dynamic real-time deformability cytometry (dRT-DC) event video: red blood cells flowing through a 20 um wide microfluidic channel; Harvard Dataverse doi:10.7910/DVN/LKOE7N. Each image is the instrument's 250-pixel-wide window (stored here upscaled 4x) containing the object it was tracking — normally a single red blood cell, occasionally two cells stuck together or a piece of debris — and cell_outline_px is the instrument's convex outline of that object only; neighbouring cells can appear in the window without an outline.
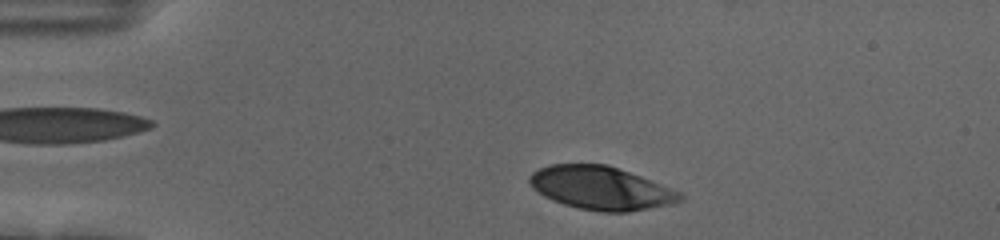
{"species": "human", "species_latin": "Homo sapiens", "temperature_condition": "cold", "stored_images_in_passage": 39, "camera_frame_rate_fps": 3000, "um_per_image_px": 0.085, "donor": {"sex": "female"}, "frame": {"image": 1, "passage_image": 3, "time_ms": 0.667, "image_size_px": [1000, 240], "cell_outline_px": [[684, 200], [672, 204], [628, 212], [600, 212], [580, 208], [564, 204], [552, 200], [544, 196], [532, 188], [528, 180], [528, 176], [532, 172], [548, 164], [608, 164], [640, 176], [680, 192], [684, 196]], "centroid_in_image_um": [51.06, 15.98], "position_along_channel_um": 33.9, "area_um2": 37.97}}
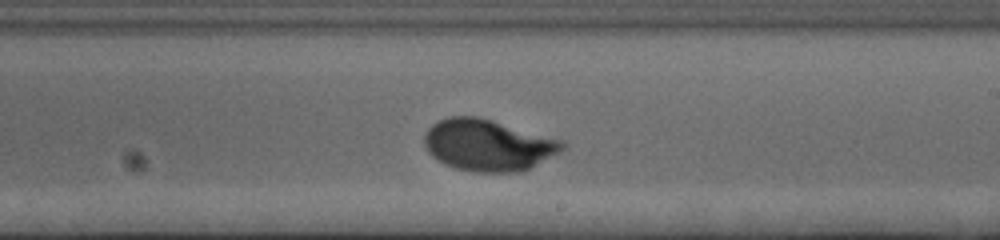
{"frame": {"image": 2, "passage_image": 25, "time_ms": 8.0, "image_size_px": [1000, 240], "cell_outline_px": [[568, 144], [560, 152], [528, 168], [516, 172], [476, 172], [456, 168], [444, 164], [432, 156], [428, 152], [424, 144], [424, 136], [428, 128], [432, 124], [448, 116], [476, 116], [492, 120], [564, 140]], "centroid_in_image_um": [41.48, 12.32], "position_along_channel_um": 247.5, "area_um2": 41.38}}
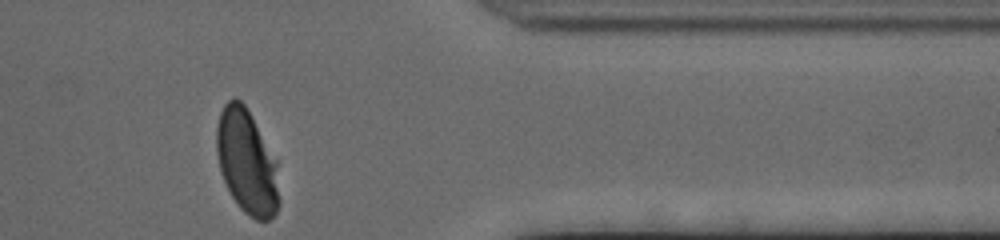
{"frame": {"image": 3, "passage_image": 38, "time_ms": 12.333, "image_size_px": [1000, 240], "cell_outline_px": [[280, 204], [276, 212], [268, 220], [256, 220], [248, 216], [240, 208], [232, 196], [220, 172], [216, 152], [216, 128], [220, 112], [224, 104], [228, 100], [240, 100], [244, 104], [276, 160], [280, 200]], "centroid_in_image_um": [20.97, 13.8], "position_along_channel_um": 390.4, "area_um2": 37.86}, "authors_computed_cell_mechanics": {"area_um2": 40.1132, "velocity_mm_per_s": 3.6377, "shape_relaxation_time_tau1_ms": 3.1855, "shape_relaxation_time_tau2_ms": null, "deformation_change_tau1": 0.1837, "deformation_change_tau2": null}}